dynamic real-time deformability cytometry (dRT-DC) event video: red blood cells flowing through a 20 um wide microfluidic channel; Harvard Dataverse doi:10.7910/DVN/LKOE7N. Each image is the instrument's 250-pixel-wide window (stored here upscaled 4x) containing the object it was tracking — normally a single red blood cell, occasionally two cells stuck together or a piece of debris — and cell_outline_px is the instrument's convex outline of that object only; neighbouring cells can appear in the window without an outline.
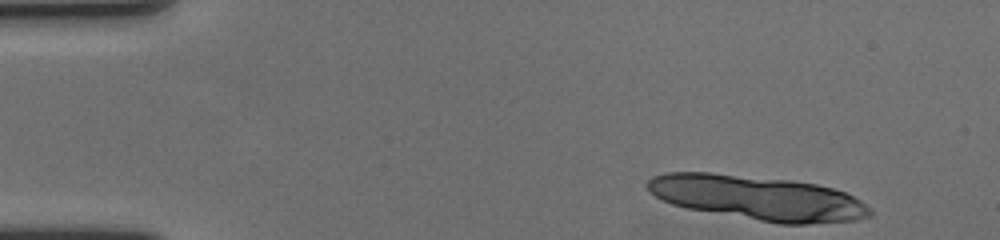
{"species": "human", "species_latin": "Homo sapiens", "temperature_condition": "cold", "stored_images_in_passage": 10, "camera_frame_rate_fps": 3000, "um_per_image_px": 0.085, "donor": {"sex": "female"}, "frame": {"image": 1, "passage_image": 1, "time_ms": 0.0, "image_size_px": [1000, 240], "cell_outline_px": [[872, 216], [856, 220], [808, 224], [780, 224], [688, 208], [672, 204], [648, 192], [644, 184], [652, 176], [668, 172], [712, 172], [792, 180], [816, 184], [832, 188], [844, 192], [860, 200], [872, 208]], "centroid_in_image_um": [64.41, 16.81], "position_along_channel_um": 20.6, "area_um2": 57.86}}